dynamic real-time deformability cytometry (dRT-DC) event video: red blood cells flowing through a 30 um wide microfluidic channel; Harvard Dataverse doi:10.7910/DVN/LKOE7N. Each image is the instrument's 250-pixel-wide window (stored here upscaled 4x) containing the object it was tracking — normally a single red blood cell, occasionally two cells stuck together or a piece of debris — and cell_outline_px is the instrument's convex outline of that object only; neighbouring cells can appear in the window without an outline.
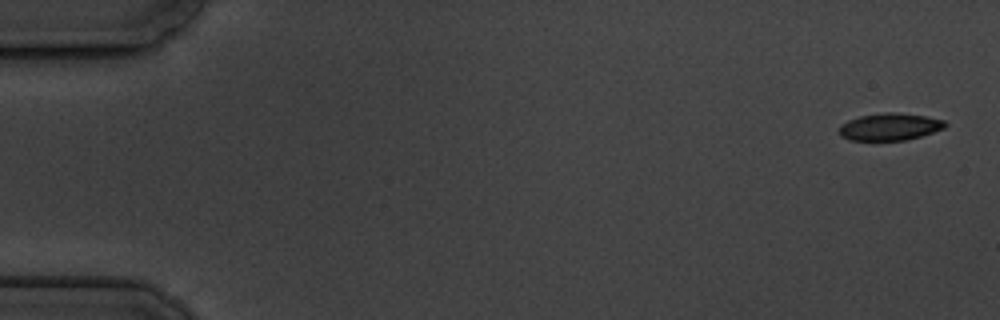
{"species": "common noctule bat (a hibernating species)", "species_latin": "Nyctalus noctula", "temperature_condition": "cold", "stored_images_in_passage": 6, "camera_frame_rate_fps": 3000, "um_per_image_px": 0.085, "animal": {"sex": "male", "body_mass_g": 19.5, "forearm_length_mm": 54.6}, "frame": {"image": 1, "passage_image": 1, "time_ms": 0.0, "image_size_px": [1000, 320], "cell_outline_px": [[948, 124], [944, 128], [920, 136], [904, 140], [848, 140], [840, 136], [840, 124], [848, 120], [860, 116], [884, 112], [896, 112], [928, 116], [944, 120]], "centroid_in_image_um": [75.63, 10.76], "position_along_channel_um": 9.4, "area_um2": 16.82}}
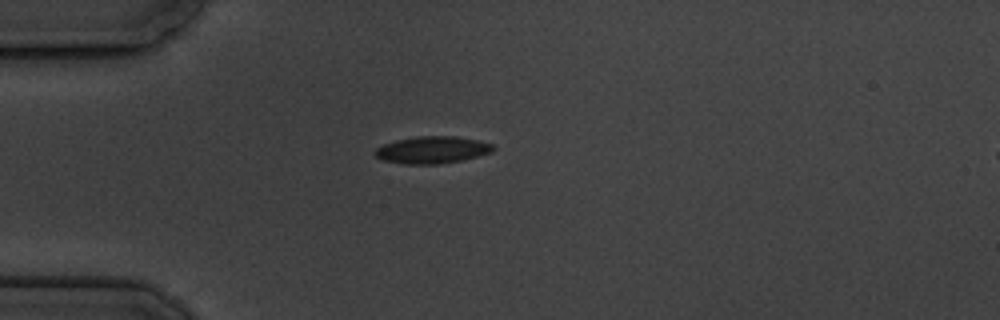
{"frame": {"image": 2, "passage_image": 5, "time_ms": 4.667, "image_size_px": [1000, 320], "cell_outline_px": [[496, 148], [492, 152], [460, 160], [436, 164], [404, 164], [384, 160], [376, 156], [372, 152], [376, 148], [384, 144], [396, 140], [416, 136], [456, 136], [476, 140], [492, 144]], "centroid_in_image_um": [36.71, 12.73], "position_along_channel_um": 48.3, "area_um2": 18.5}}